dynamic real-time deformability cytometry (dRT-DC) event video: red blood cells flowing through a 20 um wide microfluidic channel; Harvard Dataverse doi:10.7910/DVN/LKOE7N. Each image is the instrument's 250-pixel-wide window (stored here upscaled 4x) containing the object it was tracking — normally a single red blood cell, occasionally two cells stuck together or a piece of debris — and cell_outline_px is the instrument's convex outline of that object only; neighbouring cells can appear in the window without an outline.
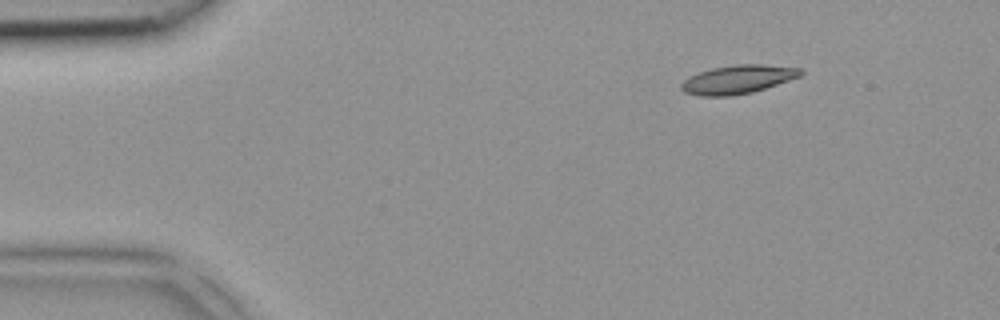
{"species": "common noctule bat (a hibernating species)", "species_latin": "Nyctalus noctula", "temperature_condition": "room temperature", "stored_images_in_passage": 4, "camera_frame_rate_fps": 3000, "um_per_image_px": 0.085, "animal": {"sex": "female", "body_mass_g": 18.4}, "frame": {"image": 1, "passage_image": 1, "time_ms": 0.0, "image_size_px": [1000, 320], "cell_outline_px": [[804, 72], [800, 76], [752, 92], [732, 96], [700, 96], [684, 92], [680, 88], [680, 84], [688, 76], [712, 68], [736, 64], [764, 64], [800, 68]], "centroid_in_image_um": [62.68, 6.75], "position_along_channel_um": 22.3, "area_um2": 19.83}}
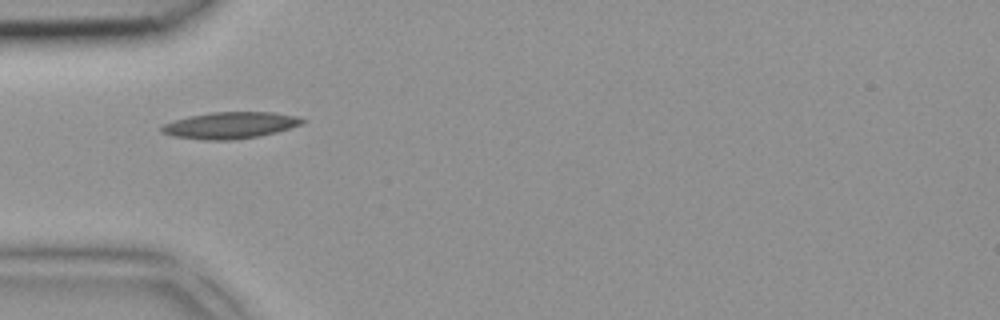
{"frame": {"image": 2, "passage_image": 3, "time_ms": 0.667, "image_size_px": [1000, 320], "cell_outline_px": [[308, 120], [304, 124], [276, 132], [260, 136], [236, 140], [204, 140], [172, 136], [160, 132], [160, 128], [164, 124], [188, 116], [212, 112], [272, 112], [296, 116]], "centroid_in_image_um": [19.59, 10.65], "position_along_channel_um": 65.4, "area_um2": 21.96}}